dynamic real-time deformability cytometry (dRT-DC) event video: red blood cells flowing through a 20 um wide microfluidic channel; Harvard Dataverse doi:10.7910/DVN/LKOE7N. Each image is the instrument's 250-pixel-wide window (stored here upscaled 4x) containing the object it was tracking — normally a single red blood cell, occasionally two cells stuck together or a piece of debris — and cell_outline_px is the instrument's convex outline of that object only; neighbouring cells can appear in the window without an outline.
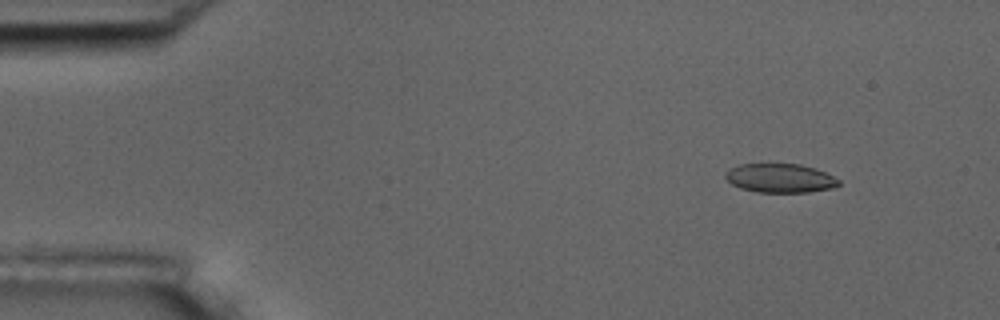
{"species": "common noctule bat (a hibernating species)", "species_latin": "Nyctalus noctula", "temperature_condition": "room temperature", "stored_images_in_passage": 4, "camera_frame_rate_fps": 3000, "um_per_image_px": 0.085, "animal": {"sex": "male", "body_mass_g": 17.5, "forearm_length_mm": 52.3}, "frame": {"image": 1, "passage_image": 2, "time_ms": 1.0, "image_size_px": [1000, 320], "cell_outline_px": [[840, 184], [832, 188], [808, 192], [756, 192], [740, 188], [732, 184], [724, 176], [724, 172], [728, 168], [740, 164], [800, 164], [816, 168], [840, 180]], "centroid_in_image_um": [66.28, 15.14], "position_along_channel_um": 18.7, "area_um2": 19.19}}